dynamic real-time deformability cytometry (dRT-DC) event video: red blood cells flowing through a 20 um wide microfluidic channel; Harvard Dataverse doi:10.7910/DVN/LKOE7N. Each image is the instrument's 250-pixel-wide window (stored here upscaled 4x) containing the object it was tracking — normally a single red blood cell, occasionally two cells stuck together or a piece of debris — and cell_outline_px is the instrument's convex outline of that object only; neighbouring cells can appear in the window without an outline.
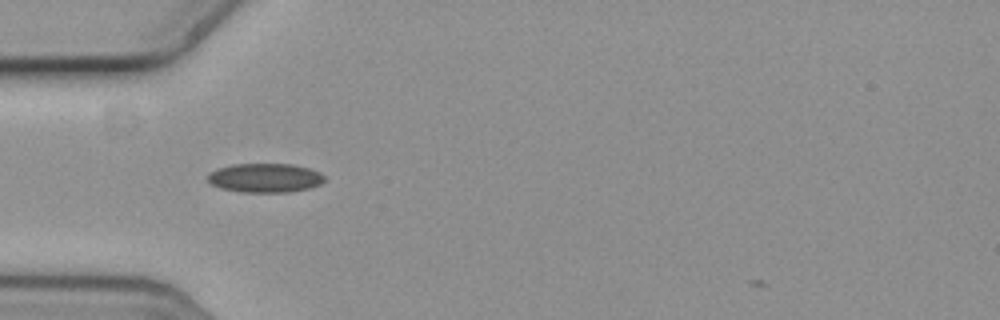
{"species": "common noctule bat (a hibernating species)", "species_latin": "Nyctalus noctula", "temperature_condition": "cold", "stored_images_in_passage": 39, "camera_frame_rate_fps": 3000, "um_per_image_px": 0.085, "animal": {"sex": "female", "body_mass_g": 19.3, "forearm_length_mm": 54.1}, "frame": {"image": 1, "passage_image": 2, "time_ms": 0.333, "image_size_px": [1000, 320], "cell_outline_px": [[324, 180], [320, 184], [308, 188], [288, 192], [240, 192], [220, 188], [212, 184], [208, 180], [208, 172], [216, 168], [232, 164], [292, 164], [308, 168], [320, 172], [324, 176]], "centroid_in_image_um": [22.49, 15.11], "position_along_channel_um": 62.5, "area_um2": 19.83}}
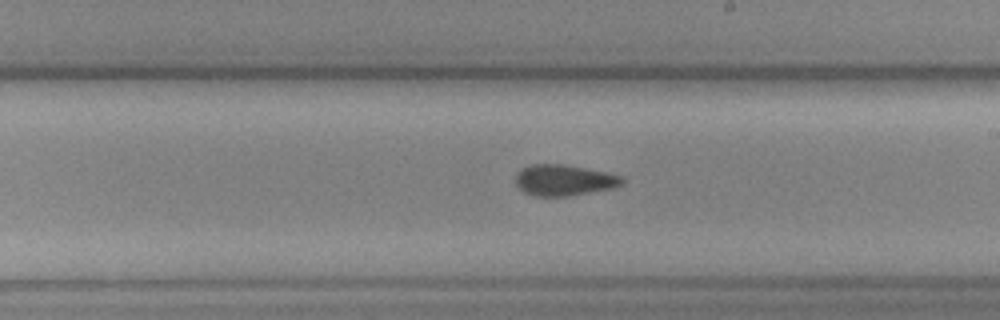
{"frame": {"image": 2, "passage_image": 17, "time_ms": 5.333, "image_size_px": [1000, 320], "cell_outline_px": [[624, 184], [612, 188], [568, 196], [536, 196], [524, 192], [516, 184], [516, 176], [524, 168], [532, 164], [564, 164], [624, 176]], "centroid_in_image_um": [47.98, 15.32], "position_along_channel_um": 241.0, "area_um2": 19.02}}
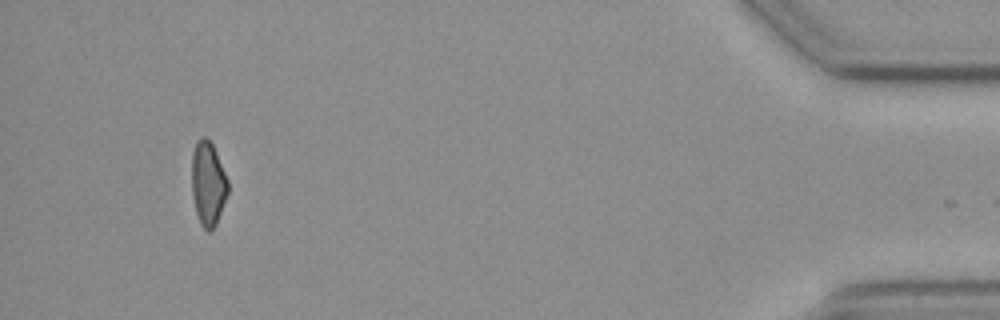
{"frame": {"image": 3, "passage_image": 38, "time_ms": 12.333, "image_size_px": [1000, 320], "cell_outline_px": [[228, 192], [216, 224], [208, 232], [200, 224], [196, 212], [192, 196], [192, 152], [200, 136], [204, 136], [212, 144], [216, 152], [228, 180]], "centroid_in_image_um": [17.67, 15.6], "position_along_channel_um": 417.5, "area_um2": 17.57}}